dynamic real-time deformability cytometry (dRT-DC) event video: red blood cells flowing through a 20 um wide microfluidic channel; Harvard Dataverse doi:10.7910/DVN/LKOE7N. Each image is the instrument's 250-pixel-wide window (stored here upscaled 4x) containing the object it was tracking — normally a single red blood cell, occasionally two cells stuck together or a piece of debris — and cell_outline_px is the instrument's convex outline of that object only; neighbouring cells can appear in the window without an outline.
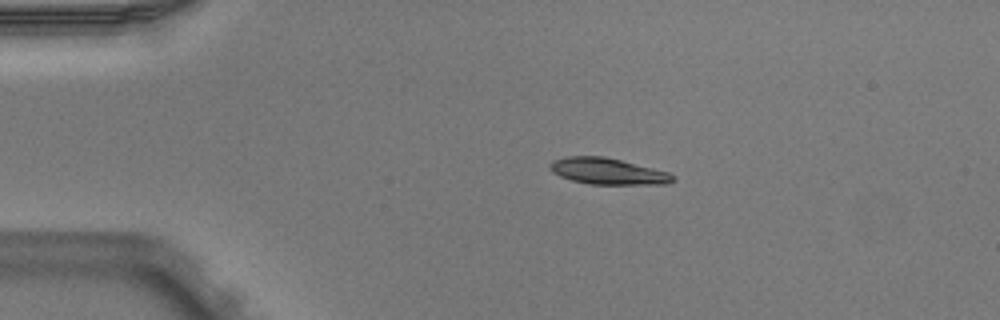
{"species": "Egyptian fruit bat (a non-hibernating species)", "species_latin": "Rousettus aegyptiacus", "temperature_condition": "warm", "stored_images_in_passage": 4, "camera_frame_rate_fps": 3000, "um_per_image_px": 0.085, "animal": {"sex": "male"}, "frame": {"image": 1, "passage_image": 2, "time_ms": 0.333, "image_size_px": [1000, 320], "cell_outline_px": [[676, 180], [668, 184], [588, 184], [572, 180], [560, 176], [552, 172], [548, 168], [548, 164], [552, 160], [568, 156], [604, 156], [668, 172], [676, 176]], "centroid_in_image_um": [51.64, 14.56], "position_along_channel_um": 33.4, "area_um2": 18.9}}
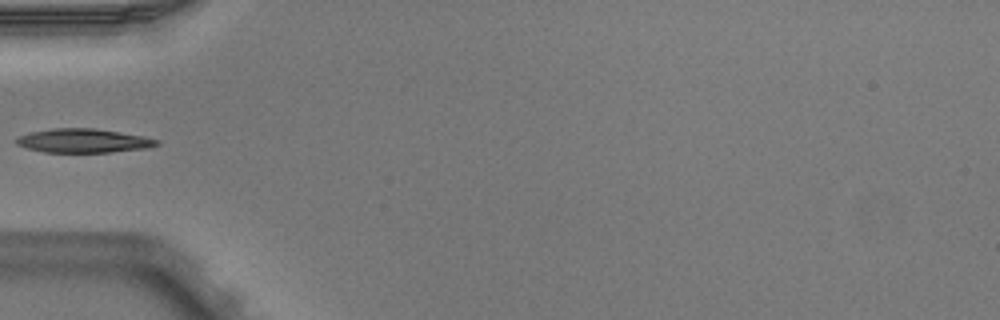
{"frame": {"image": 2, "passage_image": 4, "time_ms": 1.0, "image_size_px": [1000, 320], "cell_outline_px": [[160, 144], [148, 148], [108, 152], [44, 152], [28, 148], [16, 144], [16, 136], [32, 132], [52, 128], [96, 128], [144, 136], [160, 140]], "centroid_in_image_um": [7.11, 11.95], "position_along_channel_um": 77.9, "area_um2": 19.59}}